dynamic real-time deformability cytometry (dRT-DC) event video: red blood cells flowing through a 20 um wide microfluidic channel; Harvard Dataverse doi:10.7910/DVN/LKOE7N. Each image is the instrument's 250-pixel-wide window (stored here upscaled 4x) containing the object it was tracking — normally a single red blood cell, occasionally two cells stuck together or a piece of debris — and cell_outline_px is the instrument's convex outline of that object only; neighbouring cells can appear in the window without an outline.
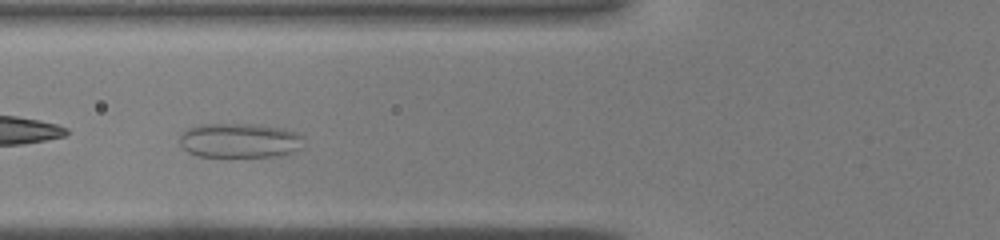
{"species": "common noctule bat (a hibernating species)", "species_latin": "Nyctalus noctula", "temperature_condition": "warm", "stored_images_in_passage": 44, "camera_frame_rate_fps": 3000, "um_per_image_px": 0.085, "animal": {"sex": "male", "body_mass_g": 19.0, "forearm_length_mm": 50.8}, "frame": {"image": 1, "passage_image": 17, "time_ms": 5.333, "image_size_px": [1000, 240], "cell_outline_px": [[304, 136], [300, 148], [288, 156], [196, 156], [188, 152], [180, 144], [180, 136], [188, 128], [196, 124], [256, 124], [284, 128], [296, 132]], "centroid_in_image_um": [20.4, 11.94], "position_along_channel_um": 105.4, "area_um2": 25.26}}
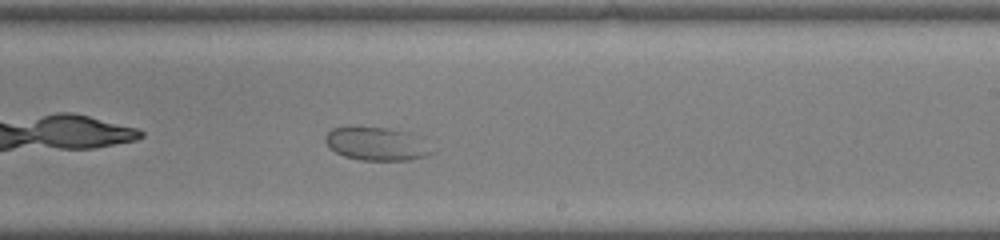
{"frame": {"image": 2, "passage_image": 27, "time_ms": 8.667, "image_size_px": [1000, 240], "cell_outline_px": [[432, 152], [424, 156], [408, 160], [360, 160], [344, 156], [328, 148], [324, 140], [328, 132], [332, 128], [352, 124], [388, 128], [408, 132]], "centroid_in_image_um": [31.83, 12.19], "position_along_channel_um": 257.2, "area_um2": 20.58}}
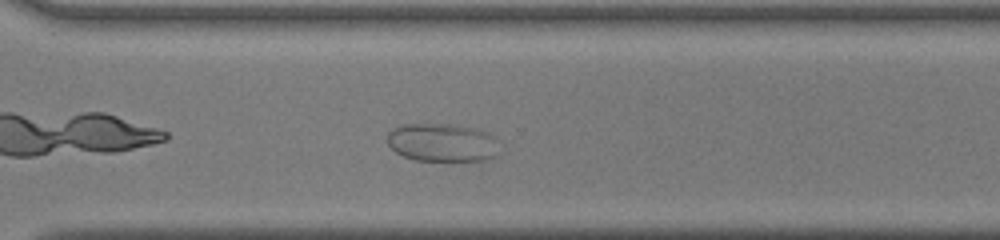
{"frame": {"image": 3, "passage_image": 32, "time_ms": 10.333, "image_size_px": [1000, 240], "cell_outline_px": [[496, 156], [488, 160], [416, 160], [404, 156], [396, 152], [388, 144], [388, 132], [392, 128], [404, 124], [452, 124], [476, 128], [488, 132], [492, 136]], "centroid_in_image_um": [37.53, 12.1], "position_along_channel_um": 333.1, "area_um2": 24.62}}